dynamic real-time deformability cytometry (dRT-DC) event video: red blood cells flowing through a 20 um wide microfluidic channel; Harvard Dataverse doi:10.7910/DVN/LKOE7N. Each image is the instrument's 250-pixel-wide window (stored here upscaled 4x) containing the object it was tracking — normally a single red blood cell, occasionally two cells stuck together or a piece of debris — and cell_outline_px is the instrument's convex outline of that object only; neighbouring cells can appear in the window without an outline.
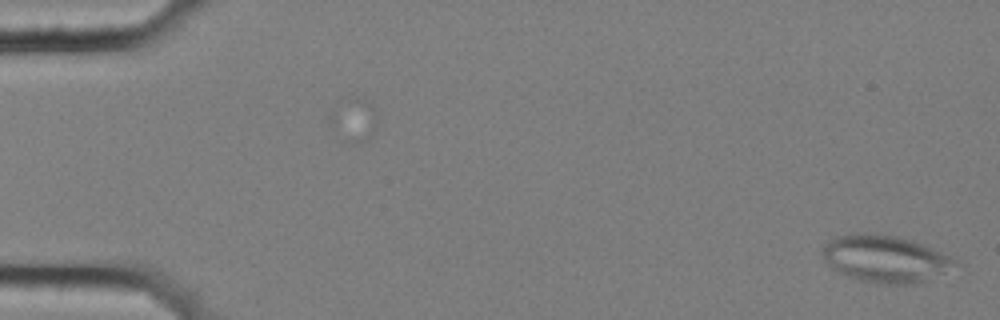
{"species": "common noctule bat (a hibernating species)", "species_latin": "Nyctalus noctula", "temperature_condition": "cold", "stored_images_in_passage": 57, "segment_of_instrument_passage": [1, 2], "camera_frame_rate_fps": 3000, "um_per_image_px": 0.085, "animal": {"sex": "female", "body_mass_g": 25.1}, "frame": {"image": 1, "passage_image": 1, "time_ms": 0.0, "image_size_px": [1000, 320], "cell_outline_px": [[960, 264], [944, 272], [916, 284], [876, 284], [860, 280], [836, 272], [824, 260], [820, 252], [824, 244], [832, 236], [856, 232], [864, 232], [896, 236], [912, 240], [952, 256]], "centroid_in_image_um": [75.19, 21.98], "position_along_channel_um": 9.8, "area_um2": 36.88}}